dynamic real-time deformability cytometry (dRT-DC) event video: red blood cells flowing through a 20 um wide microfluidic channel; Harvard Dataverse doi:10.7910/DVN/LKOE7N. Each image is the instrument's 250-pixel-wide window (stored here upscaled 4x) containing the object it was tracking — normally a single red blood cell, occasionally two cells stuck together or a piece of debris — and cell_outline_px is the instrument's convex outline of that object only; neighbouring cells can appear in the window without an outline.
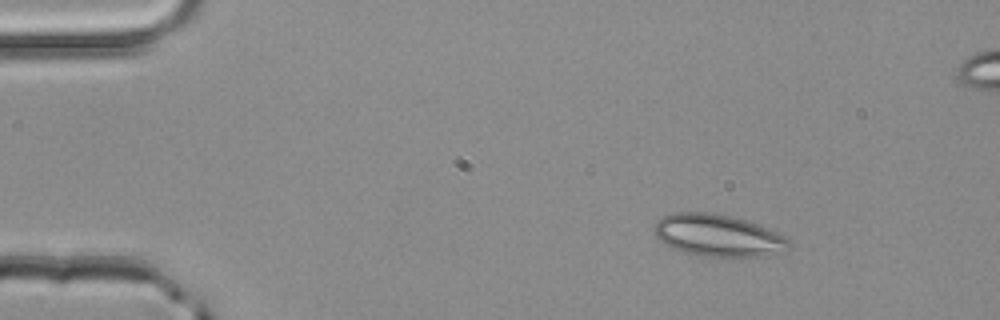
{"species": "common noctule bat (a hibernating species)", "species_latin": "Nyctalus noctula", "temperature_condition": "room temperature", "stored_images_in_passage": 3, "camera_frame_rate_fps": 3000, "um_per_image_px": 0.085, "animal": {"sex": "male", "body_mass_g": 20.4}, "frame": {"image": 1, "passage_image": 1, "time_ms": 0.0, "image_size_px": [1000, 320], "cell_outline_px": [[792, 248], [764, 256], [696, 256], [672, 248], [664, 244], [652, 232], [652, 228], [664, 216], [672, 212], [712, 212], [732, 216], [756, 224], [776, 232], [784, 236], [788, 240]], "centroid_in_image_um": [60.99, 20.01], "position_along_channel_um": 24.0, "area_um2": 32.95}}